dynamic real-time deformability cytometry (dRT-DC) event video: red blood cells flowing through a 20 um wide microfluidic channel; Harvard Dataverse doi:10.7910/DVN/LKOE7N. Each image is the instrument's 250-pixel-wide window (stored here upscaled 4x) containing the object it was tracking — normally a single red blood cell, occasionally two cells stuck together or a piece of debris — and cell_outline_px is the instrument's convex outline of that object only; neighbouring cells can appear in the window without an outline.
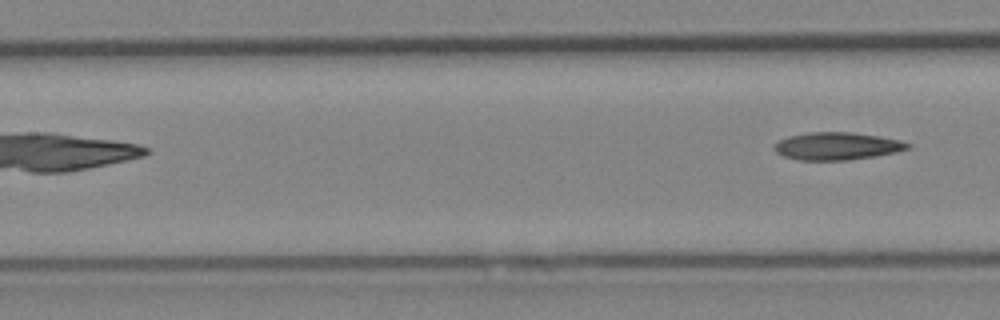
{"species": "Egyptian fruit bat (a non-hibernating species)", "species_latin": "Rousettus aegyptiacus", "temperature_condition": "cold", "stored_images_in_passage": 8, "camera_frame_rate_fps": 3000, "um_per_image_px": 0.085, "animal": {"sex": "female"}, "frame": {"image": 1, "passage_image": 8, "time_ms": 8.0, "image_size_px": [1000, 320], "cell_outline_px": [[912, 148], [896, 152], [848, 160], [796, 160], [784, 156], [776, 152], [772, 148], [780, 140], [788, 136], [808, 132], [852, 132], [900, 140], [912, 144]], "centroid_in_image_um": [71.14, 12.42], "position_along_channel_um": 136.3, "area_um2": 21.39}}